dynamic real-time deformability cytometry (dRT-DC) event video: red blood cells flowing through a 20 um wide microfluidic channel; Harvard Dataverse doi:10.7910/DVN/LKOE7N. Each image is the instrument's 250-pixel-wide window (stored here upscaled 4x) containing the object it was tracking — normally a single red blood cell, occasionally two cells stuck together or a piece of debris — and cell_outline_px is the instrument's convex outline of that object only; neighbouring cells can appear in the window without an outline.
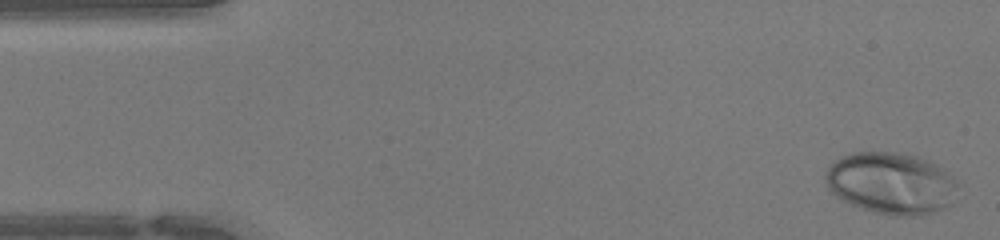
{"species": "human", "species_latin": "Homo sapiens", "temperature_condition": "warm", "stored_images_in_passage": 46, "camera_frame_rate_fps": 3000, "um_per_image_px": 0.085, "donor": {"sex": "female"}, "frame": {"image": 1, "passage_image": 1, "time_ms": 0.0, "image_size_px": [1000, 240], "cell_outline_px": [[960, 184], [952, 204], [944, 208], [920, 216], [892, 216], [872, 212], [860, 208], [836, 196], [828, 188], [824, 180], [824, 176], [832, 160], [840, 156], [852, 152], [900, 152], [916, 156], [928, 160], [944, 168]], "centroid_in_image_um": [75.76, 15.57], "position_along_channel_um": 9.2, "area_um2": 48.44}}
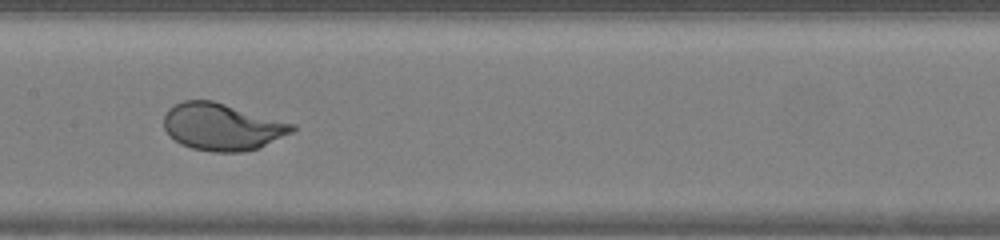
{"frame": {"image": 2, "passage_image": 22, "time_ms": 7.0, "image_size_px": [1000, 240], "cell_outline_px": [[296, 128], [292, 132], [260, 148], [240, 152], [212, 152], [192, 148], [180, 144], [164, 128], [164, 116], [168, 108], [172, 104], [184, 100], [212, 100], [296, 124]], "centroid_in_image_um": [18.88, 10.77], "position_along_channel_um": 188.5, "area_um2": 35.26}}
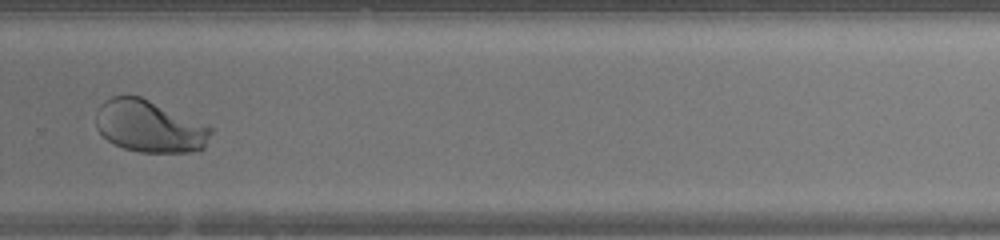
{"frame": {"image": 3, "passage_image": 31, "time_ms": 10.0, "image_size_px": [1000, 240], "cell_outline_px": [[216, 128], [204, 148], [196, 152], [140, 152], [124, 148], [108, 140], [96, 128], [96, 112], [100, 104], [104, 100], [112, 96], [140, 96], [208, 124]], "centroid_in_image_um": [12.76, 10.74], "position_along_channel_um": 317.0, "area_um2": 35.26}, "authors_computed_cell_mechanics": {"area_um2": 39.3618, "velocity_mm_per_s": 4.2976, "shape_relaxation_time_tau1_ms": 2.4957, "shape_relaxation_time_tau2_ms": null, "deformation_change_tau1": 0.1595, "deformation_change_tau2": null}}